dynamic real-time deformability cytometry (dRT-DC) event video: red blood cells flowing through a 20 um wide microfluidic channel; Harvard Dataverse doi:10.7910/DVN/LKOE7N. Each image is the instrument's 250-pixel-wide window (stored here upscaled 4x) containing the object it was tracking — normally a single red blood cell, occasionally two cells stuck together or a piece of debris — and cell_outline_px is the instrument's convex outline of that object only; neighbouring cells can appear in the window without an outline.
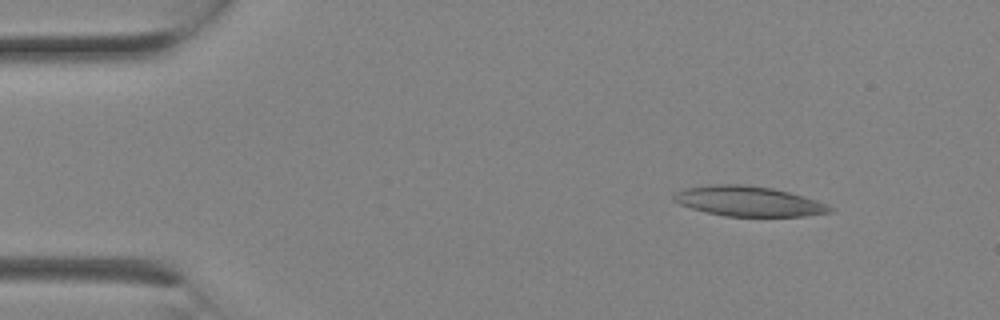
{"species": "Egyptian fruit bat (a non-hibernating species)", "species_latin": "Rousettus aegyptiacus", "temperature_condition": "room temperature", "stored_images_in_passage": 2, "camera_frame_rate_fps": 3000, "um_per_image_px": 0.085, "animal": {"sex": "female"}, "frame": {"image": 1, "passage_image": 1, "time_ms": 0.0, "image_size_px": [1000, 320], "cell_outline_px": [[832, 212], [804, 216], [724, 216], [692, 208], [680, 204], [672, 200], [672, 196], [676, 192], [684, 188], [716, 184], [744, 184], [772, 188], [804, 196], [816, 200], [832, 208]], "centroid_in_image_um": [63.59, 17.1], "position_along_channel_um": 21.4, "area_um2": 27.11}}